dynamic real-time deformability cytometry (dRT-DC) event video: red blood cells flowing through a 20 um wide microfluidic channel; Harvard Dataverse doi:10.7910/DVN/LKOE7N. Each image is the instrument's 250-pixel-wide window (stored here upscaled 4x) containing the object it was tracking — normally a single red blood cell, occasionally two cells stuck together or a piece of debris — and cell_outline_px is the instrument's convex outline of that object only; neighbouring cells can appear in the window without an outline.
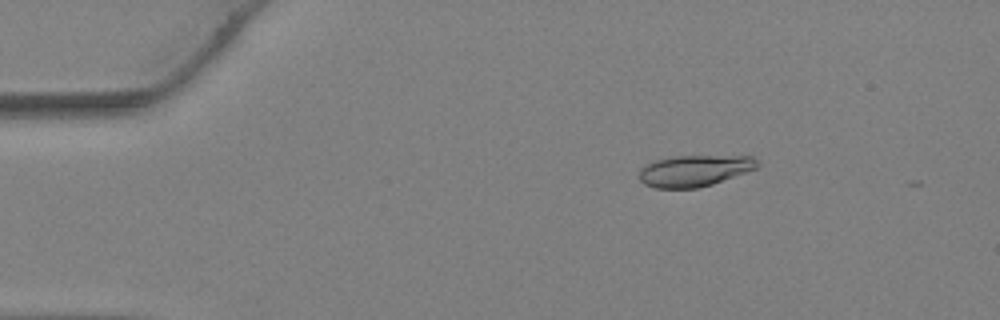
{"species": "Egyptian fruit bat (a non-hibernating species)", "species_latin": "Rousettus aegyptiacus", "temperature_condition": "warm", "stored_images_in_passage": 11, "camera_frame_rate_fps": 3000, "um_per_image_px": 0.085, "animal": {"sex": "female"}, "frame": {"image": 1, "passage_image": 5, "time_ms": 1.333, "image_size_px": [1000, 320], "cell_outline_px": [[760, 164], [756, 168], [712, 184], [696, 188], [652, 188], [644, 184], [640, 180], [640, 168], [656, 160], [676, 156], [752, 156]], "centroid_in_image_um": [59.01, 14.51], "position_along_channel_um": 26.0, "area_um2": 21.33}}